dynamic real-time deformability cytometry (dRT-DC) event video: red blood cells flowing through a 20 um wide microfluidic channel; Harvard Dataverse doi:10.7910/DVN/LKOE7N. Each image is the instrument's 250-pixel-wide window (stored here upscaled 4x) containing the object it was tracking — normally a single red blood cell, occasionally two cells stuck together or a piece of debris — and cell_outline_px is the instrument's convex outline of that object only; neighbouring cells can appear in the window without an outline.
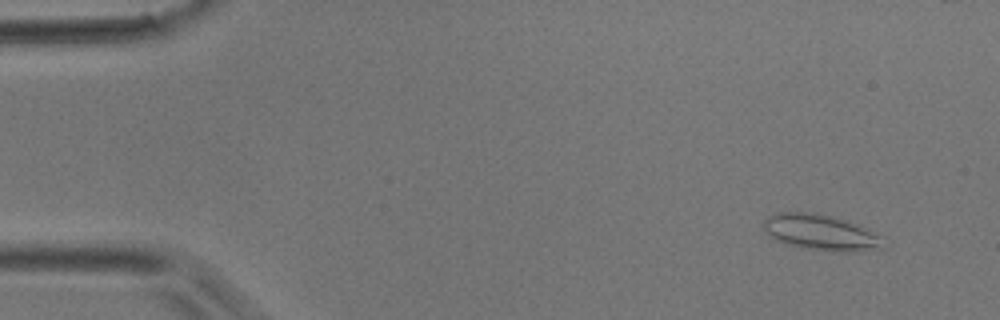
{"species": "common noctule bat (a hibernating species)", "species_latin": "Nyctalus noctula", "temperature_condition": "room temperature", "stored_images_in_passage": 5, "camera_frame_rate_fps": 3000, "um_per_image_px": 0.085, "animal": {"sex": "male", "body_mass_g": 17.9}, "frame": {"image": 1, "passage_image": 1, "time_ms": 0.0, "image_size_px": [1000, 320], "cell_outline_px": [[884, 248], [852, 252], [836, 252], [808, 248], [788, 244], [776, 240], [764, 228], [764, 220], [768, 216], [776, 212], [816, 212], [848, 220], [860, 224], [884, 236]], "centroid_in_image_um": [69.87, 19.74], "position_along_channel_um": 15.1, "area_um2": 25.32}}
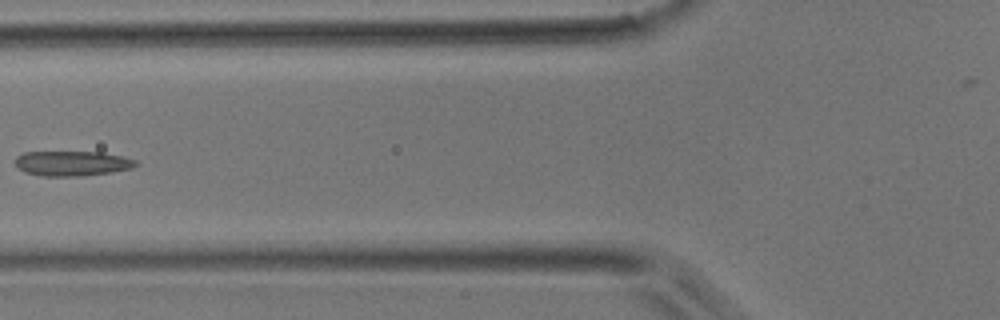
{"frame": {"image": 2, "passage_image": 5, "time_ms": 1.333, "image_size_px": [1000, 320], "cell_outline_px": [[140, 164], [132, 168], [112, 172], [80, 176], [40, 176], [24, 172], [16, 168], [16, 156], [24, 152], [104, 152], [124, 156], [136, 160]], "centroid_in_image_um": [6.15, 13.89], "position_along_channel_um": 119.7, "area_um2": 17.8}}